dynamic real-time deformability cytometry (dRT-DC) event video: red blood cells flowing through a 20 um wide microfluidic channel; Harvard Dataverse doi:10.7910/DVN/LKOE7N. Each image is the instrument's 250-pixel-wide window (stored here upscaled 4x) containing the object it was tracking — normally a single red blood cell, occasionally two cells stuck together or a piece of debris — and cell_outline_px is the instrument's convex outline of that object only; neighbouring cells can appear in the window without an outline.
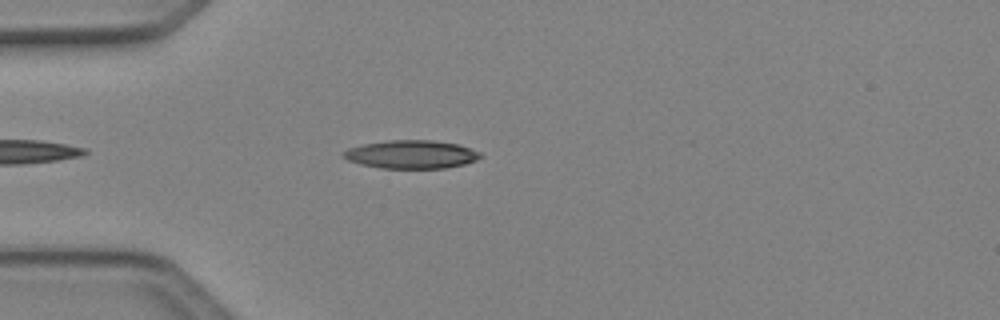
{"species": "Egyptian fruit bat (a non-hibernating species)", "species_latin": "Rousettus aegyptiacus", "temperature_condition": "cold", "stored_images_in_passage": 34, "camera_frame_rate_fps": 3000, "um_per_image_px": 0.085, "animal": {"sex": "female"}, "frame": {"image": 1, "passage_image": 5, "time_ms": 1.333, "image_size_px": [1000, 320], "cell_outline_px": [[484, 156], [476, 160], [464, 164], [444, 168], [380, 168], [360, 164], [348, 160], [340, 156], [340, 152], [348, 148], [364, 144], [388, 140], [432, 140], [460, 144], [480, 152]], "centroid_in_image_um": [34.94, 13.12], "position_along_channel_um": 50.1, "area_um2": 22.77}}
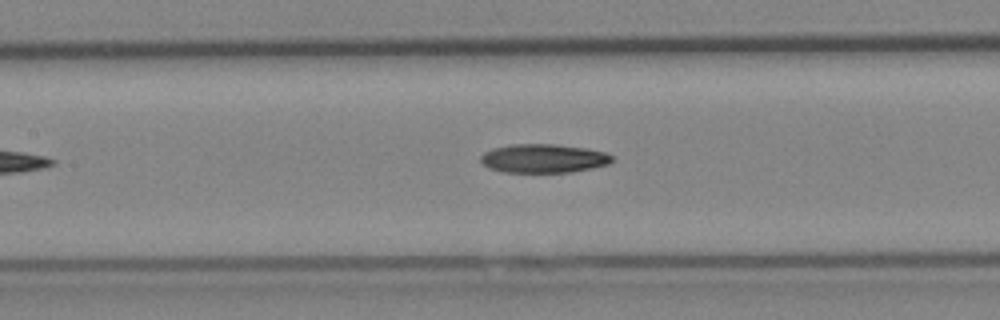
{"frame": {"image": 2, "passage_image": 14, "time_ms": 4.333, "image_size_px": [1000, 320], "cell_outline_px": [[612, 160], [608, 164], [592, 168], [572, 172], [504, 172], [488, 168], [480, 160], [480, 156], [484, 152], [492, 148], [512, 144], [556, 144], [588, 148], [604, 152], [612, 156]], "centroid_in_image_um": [46.18, 13.46], "position_along_channel_um": 161.2, "area_um2": 22.08}}
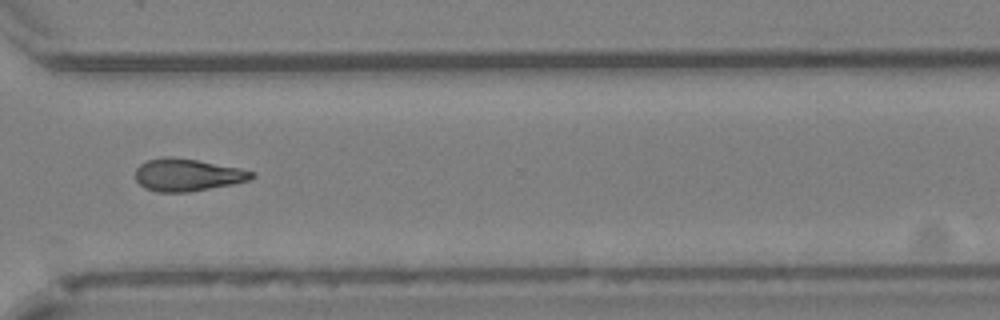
{"frame": {"image": 3, "passage_image": 28, "time_ms": 9.0, "image_size_px": [1000, 320], "cell_outline_px": [[256, 176], [248, 180], [232, 184], [188, 192], [156, 192], [144, 188], [136, 180], [136, 168], [140, 164], [148, 160], [164, 156], [172, 156], [196, 160], [240, 168], [256, 172]], "centroid_in_image_um": [15.92, 14.86], "position_along_channel_um": 354.7, "area_um2": 21.96}, "authors_computed_cell_mechanics": {"area_um2": 21.7617, "velocity_mm_per_s": 4.1486, "shape_relaxation_time_tau1_ms": 7.8175, "shape_relaxation_time_tau2_ms": null, "deformation_change_tau1": 0.2048, "deformation_change_tau2": null}}